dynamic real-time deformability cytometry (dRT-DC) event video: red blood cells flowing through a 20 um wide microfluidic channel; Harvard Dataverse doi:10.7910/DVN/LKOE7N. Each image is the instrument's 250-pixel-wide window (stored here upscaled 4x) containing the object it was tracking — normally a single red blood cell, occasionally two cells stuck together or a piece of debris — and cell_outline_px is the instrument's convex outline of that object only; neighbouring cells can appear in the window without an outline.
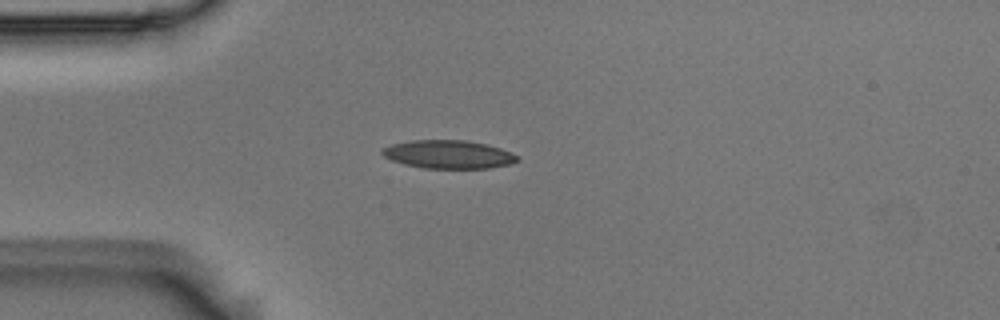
{"species": "Egyptian fruit bat (a non-hibernating species)", "species_latin": "Rousettus aegyptiacus", "temperature_condition": "room temperature", "stored_images_in_passage": 6, "camera_frame_rate_fps": 3000, "um_per_image_px": 0.085, "animal": {"sex": "male"}, "frame": {"image": 1, "passage_image": 3, "time_ms": 0.667, "image_size_px": [1000, 320], "cell_outline_px": [[520, 160], [512, 164], [488, 168], [424, 168], [404, 164], [392, 160], [384, 156], [380, 152], [384, 148], [392, 144], [408, 140], [468, 140], [488, 144], [500, 148], [520, 156]], "centroid_in_image_um": [38.16, 13.12], "position_along_channel_um": 46.8, "area_um2": 22.43}}
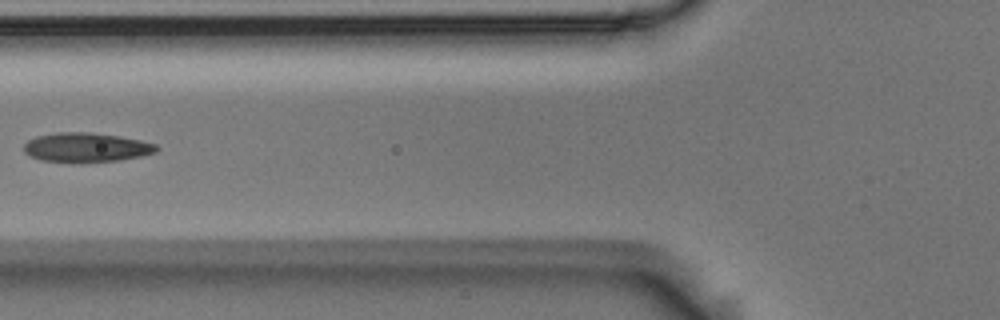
{"frame": {"image": 2, "passage_image": 5, "time_ms": 1.333, "image_size_px": [1000, 320], "cell_outline_px": [[160, 148], [156, 152], [140, 156], [120, 160], [80, 164], [76, 164], [40, 160], [28, 156], [24, 152], [24, 144], [28, 140], [36, 136], [56, 132], [92, 132], [120, 136], [140, 140], [156, 144]], "centroid_in_image_um": [7.3, 12.55], "position_along_channel_um": 118.5, "area_um2": 23.35}}
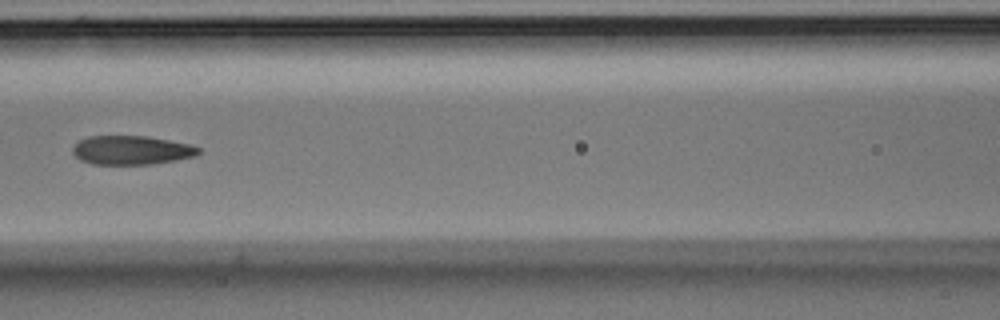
{"frame": {"image": 3, "passage_image": 6, "time_ms": 1.667, "image_size_px": [1000, 320], "cell_outline_px": [[200, 152], [196, 156], [176, 160], [152, 164], [92, 164], [80, 160], [72, 152], [72, 148], [80, 140], [88, 136], [148, 136], [188, 144], [200, 148]], "centroid_in_image_um": [11.17, 12.76], "position_along_channel_um": 155.4, "area_um2": 21.15}}